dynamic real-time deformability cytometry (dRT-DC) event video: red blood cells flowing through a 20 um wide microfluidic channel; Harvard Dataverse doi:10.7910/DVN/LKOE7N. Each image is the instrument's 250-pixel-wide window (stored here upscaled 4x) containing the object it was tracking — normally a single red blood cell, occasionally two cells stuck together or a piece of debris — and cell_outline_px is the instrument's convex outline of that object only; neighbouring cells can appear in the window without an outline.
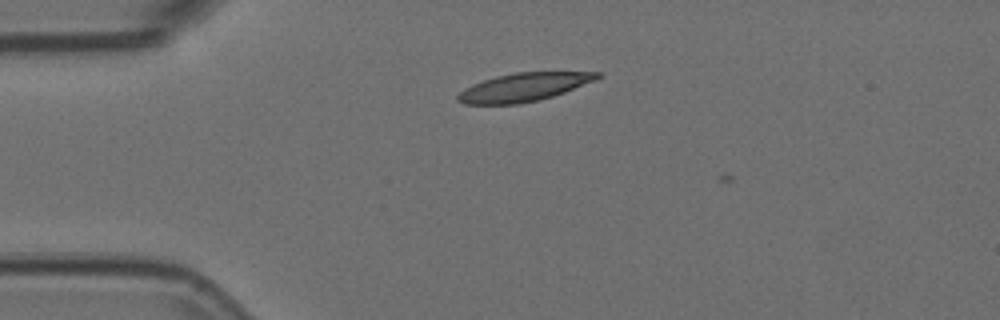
{"species": "Egyptian fruit bat (a non-hibernating species)", "species_latin": "Rousettus aegyptiacus", "temperature_condition": "room temperature", "stored_images_in_passage": 6, "camera_frame_rate_fps": 3000, "um_per_image_px": 0.085, "animal": {"sex": "female"}, "frame": {"image": 1, "passage_image": 5, "time_ms": 1.333, "image_size_px": [1000, 320], "cell_outline_px": [[604, 76], [596, 80], [564, 92], [540, 100], [520, 104], [464, 104], [456, 100], [456, 96], [464, 88], [472, 84], [496, 76], [516, 72], [604, 72]], "centroid_in_image_um": [44.53, 7.41], "position_along_channel_um": 40.5, "area_um2": 23.12}}